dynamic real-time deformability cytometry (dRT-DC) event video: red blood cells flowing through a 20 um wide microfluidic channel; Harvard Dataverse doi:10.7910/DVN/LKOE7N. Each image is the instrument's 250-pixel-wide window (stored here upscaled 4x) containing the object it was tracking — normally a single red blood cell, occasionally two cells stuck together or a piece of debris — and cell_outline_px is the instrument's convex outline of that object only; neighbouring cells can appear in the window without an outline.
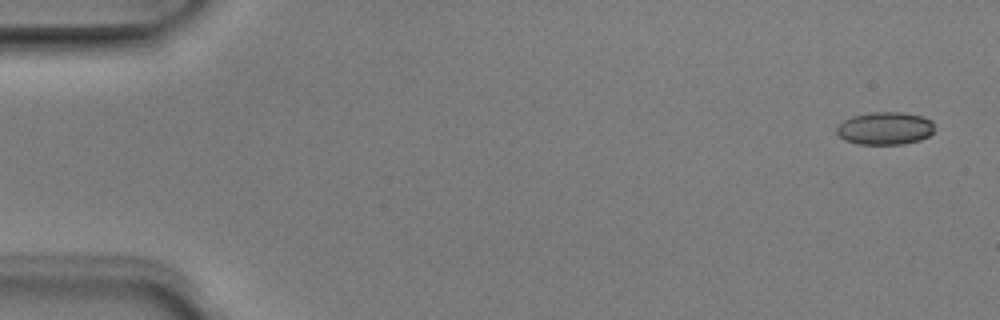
{"species": "Egyptian fruit bat (a non-hibernating species)", "species_latin": "Rousettus aegyptiacus", "temperature_condition": "room temperature", "stored_images_in_passage": 5, "camera_frame_rate_fps": 3000, "um_per_image_px": 0.085, "animal": {"sex": "male"}, "frame": {"image": 1, "passage_image": 1, "time_ms": 0.0, "image_size_px": [1000, 320], "cell_outline_px": [[932, 132], [928, 136], [920, 140], [900, 144], [856, 144], [844, 140], [836, 132], [836, 128], [844, 120], [852, 116], [868, 112], [900, 112], [924, 116], [932, 120]], "centroid_in_image_um": [75.2, 10.9], "position_along_channel_um": 9.8, "area_um2": 18.67}}
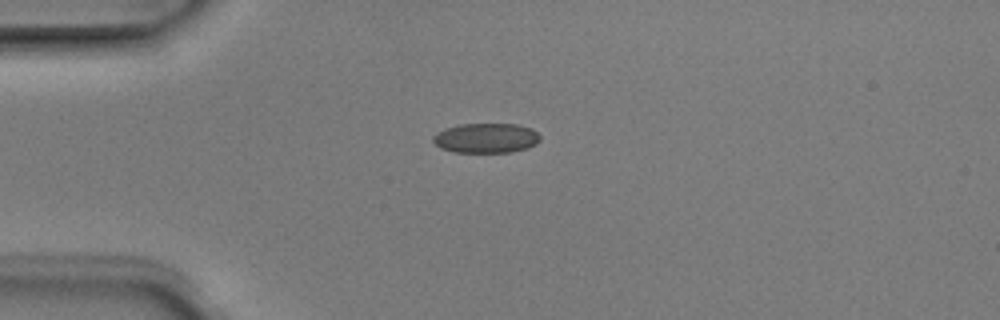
{"frame": {"image": 2, "passage_image": 4, "time_ms": 1.0, "image_size_px": [1000, 320], "cell_outline_px": [[540, 140], [536, 144], [528, 148], [512, 152], [456, 152], [440, 148], [432, 140], [432, 136], [436, 132], [460, 124], [516, 124], [532, 128], [540, 136]], "centroid_in_image_um": [41.33, 11.74], "position_along_channel_um": 43.7, "area_um2": 18.61}}